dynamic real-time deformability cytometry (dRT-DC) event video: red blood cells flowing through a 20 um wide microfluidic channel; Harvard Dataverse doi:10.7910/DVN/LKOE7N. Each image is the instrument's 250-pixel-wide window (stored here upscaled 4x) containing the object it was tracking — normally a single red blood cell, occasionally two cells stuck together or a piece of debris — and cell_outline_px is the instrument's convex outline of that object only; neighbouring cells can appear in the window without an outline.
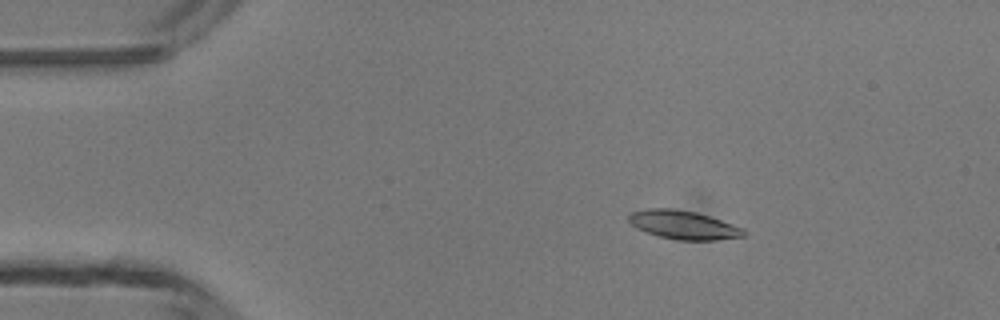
{"species": "common noctule bat (a hibernating species)", "species_latin": "Nyctalus noctula", "temperature_condition": "room temperature", "stored_images_in_passage": 3, "camera_frame_rate_fps": 3000, "um_per_image_px": 0.085, "animal": {"sex": "male", "body_mass_g": 13.3}, "frame": {"image": 1, "passage_image": 2, "time_ms": 1.0, "image_size_px": [1000, 320], "cell_outline_px": [[748, 232], [744, 236], [716, 240], [676, 240], [660, 236], [636, 228], [628, 220], [628, 216], [632, 212], [648, 208], [668, 208], [696, 212], [744, 228]], "centroid_in_image_um": [58.11, 19.12], "position_along_channel_um": 26.9, "area_um2": 19.02}}